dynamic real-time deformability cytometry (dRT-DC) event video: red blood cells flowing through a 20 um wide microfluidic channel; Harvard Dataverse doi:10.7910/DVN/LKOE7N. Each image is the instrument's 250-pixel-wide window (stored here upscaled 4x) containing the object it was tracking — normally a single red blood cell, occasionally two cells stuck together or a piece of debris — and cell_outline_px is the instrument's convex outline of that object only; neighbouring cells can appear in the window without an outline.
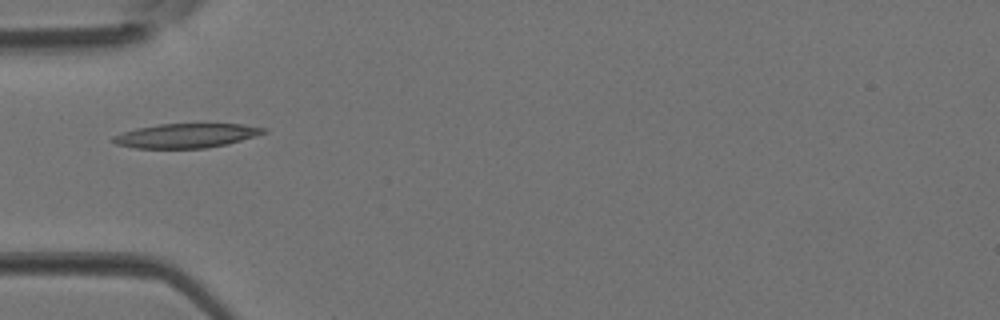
{"species": "Egyptian fruit bat (a non-hibernating species)", "species_latin": "Rousettus aegyptiacus", "temperature_condition": "room temperature", "stored_images_in_passage": 3, "camera_frame_rate_fps": 3000, "um_per_image_px": 0.085, "animal": {"sex": "female"}, "frame": {"image": 1, "passage_image": 3, "time_ms": 0.667, "image_size_px": [1000, 320], "cell_outline_px": [[268, 132], [256, 136], [228, 144], [204, 148], [136, 148], [116, 144], [112, 140], [112, 136], [136, 128], [160, 124], [240, 124], [268, 128]], "centroid_in_image_um": [15.87, 11.53], "position_along_channel_um": 69.1, "area_um2": 21.27}}